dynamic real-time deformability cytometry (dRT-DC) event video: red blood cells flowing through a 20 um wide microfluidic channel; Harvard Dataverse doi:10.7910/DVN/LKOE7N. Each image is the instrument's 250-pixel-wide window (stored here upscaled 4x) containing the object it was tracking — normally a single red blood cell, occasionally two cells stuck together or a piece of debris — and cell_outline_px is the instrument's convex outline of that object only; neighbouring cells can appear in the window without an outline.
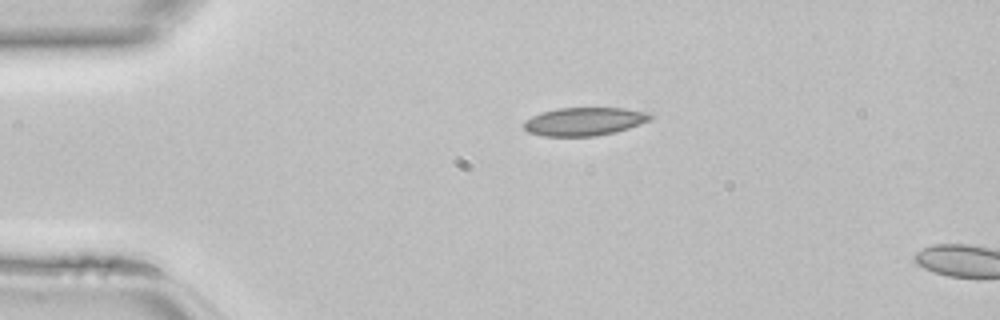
{"species": "common noctule bat (a hibernating species)", "species_latin": "Nyctalus noctula", "temperature_condition": "room temperature", "stored_images_in_passage": 4, "camera_frame_rate_fps": 3000, "um_per_image_px": 0.085, "animal": {"sex": "female", "body_mass_g": 22.7, "forearm_length_mm": 54.2}, "frame": {"image": 1, "passage_image": 1, "time_ms": 0.0, "image_size_px": [1000, 320], "cell_outline_px": [[652, 120], [616, 132], [596, 136], [540, 136], [528, 132], [524, 128], [524, 120], [540, 112], [556, 108], [624, 108], [652, 112]], "centroid_in_image_um": [49.68, 10.32], "position_along_channel_um": 35.3, "area_um2": 21.1}}